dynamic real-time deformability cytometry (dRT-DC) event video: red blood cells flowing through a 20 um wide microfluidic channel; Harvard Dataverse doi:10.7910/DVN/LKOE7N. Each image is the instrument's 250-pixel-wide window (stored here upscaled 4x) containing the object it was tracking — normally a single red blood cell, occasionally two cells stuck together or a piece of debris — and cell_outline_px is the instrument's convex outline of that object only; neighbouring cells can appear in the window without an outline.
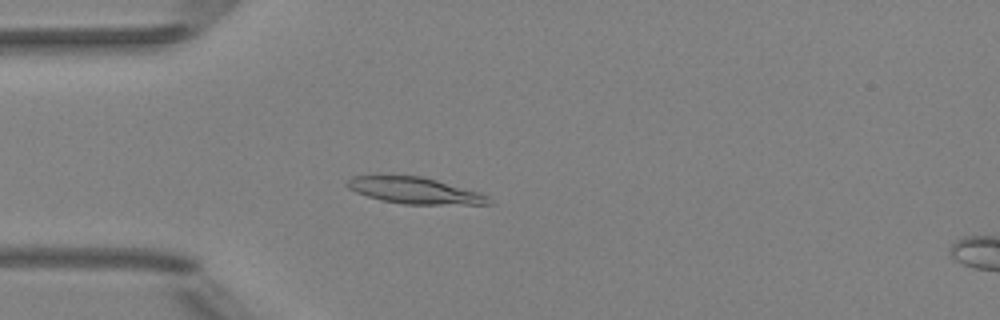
{"species": "Egyptian fruit bat (a non-hibernating species)", "species_latin": "Rousettus aegyptiacus", "temperature_condition": "room temperature", "stored_images_in_passage": 41, "camera_frame_rate_fps": 3000, "um_per_image_px": 0.085, "animal": {"sex": "female"}, "frame": {"image": 1, "passage_image": 4, "time_ms": 1.0, "image_size_px": [1000, 320], "cell_outline_px": [[496, 204], [404, 204], [380, 200], [356, 192], [348, 188], [344, 184], [344, 180], [352, 176], [420, 176], [436, 180], [480, 192], [488, 196]], "centroid_in_image_um": [35.25, 16.2], "position_along_channel_um": 49.8, "area_um2": 21.73}}
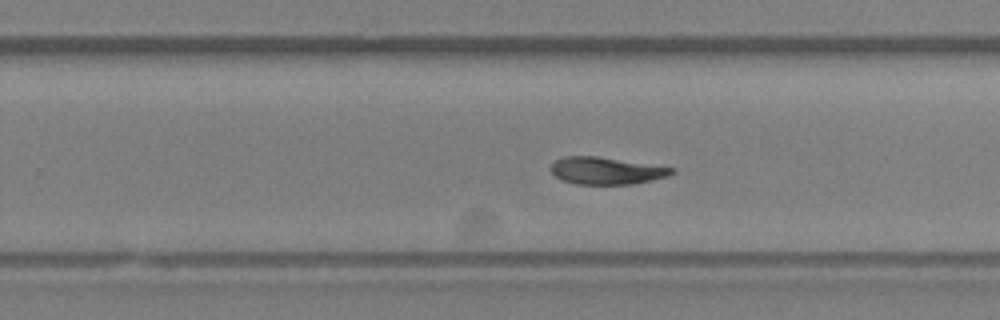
{"frame": {"image": 2, "passage_image": 22, "time_ms": 7.0, "image_size_px": [1000, 320], "cell_outline_px": [[676, 172], [668, 176], [652, 180], [632, 184], [576, 184], [564, 180], [556, 176], [548, 168], [556, 160], [564, 156], [596, 156], [676, 168]], "centroid_in_image_um": [51.55, 14.51], "position_along_channel_um": 278.3, "area_um2": 19.07}}
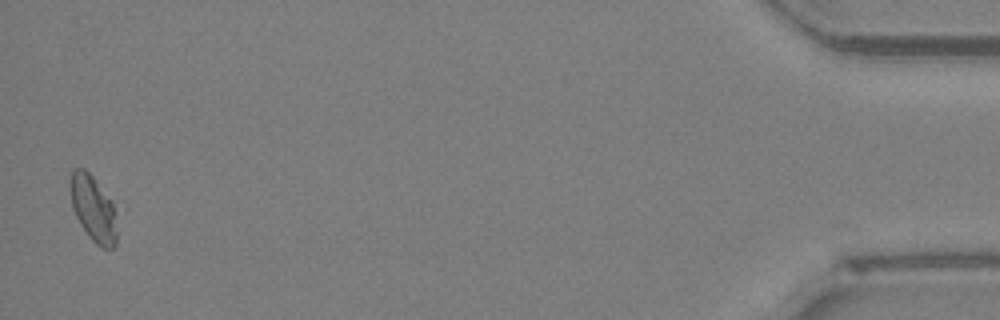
{"frame": {"image": 3, "passage_image": 40, "time_ms": 13.0, "image_size_px": [1000, 320], "cell_outline_px": [[116, 244], [112, 248], [100, 248], [88, 236], [80, 224], [72, 208], [68, 184], [72, 168], [84, 168], [92, 176], [112, 200], [116, 232]], "centroid_in_image_um": [7.87, 17.7], "position_along_channel_um": 427.3, "area_um2": 18.03}, "authors_computed_cell_mechanics": {"area_um2": 19.9988, "velocity_mm_per_s": 4.0103, "shape_relaxation_time_tau1_ms": 5.2488, "shape_relaxation_time_tau2_ms": 10.4943, "deformation_change_tau1": 0.142, "deformation_change_tau2": 0.157}}